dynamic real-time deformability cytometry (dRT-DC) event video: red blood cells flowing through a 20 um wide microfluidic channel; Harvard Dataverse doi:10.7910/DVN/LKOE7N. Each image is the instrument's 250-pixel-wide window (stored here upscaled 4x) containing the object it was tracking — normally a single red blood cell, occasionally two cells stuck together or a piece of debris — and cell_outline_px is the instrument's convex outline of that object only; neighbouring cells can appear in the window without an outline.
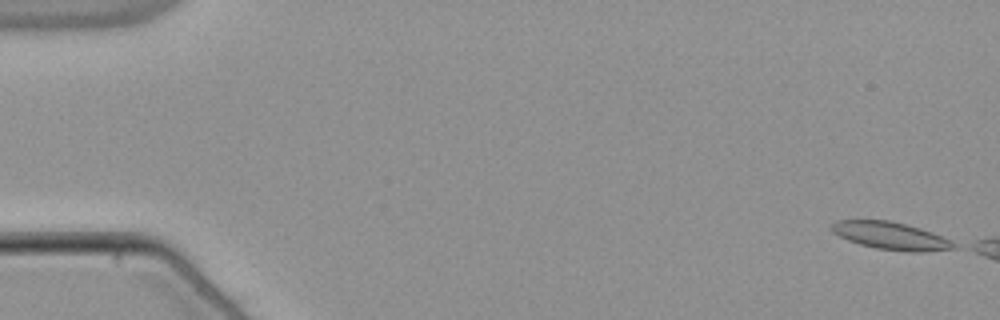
{"species": "common noctule bat (a hibernating species)", "species_latin": "Nyctalus noctula", "temperature_condition": "warm", "stored_images_in_passage": 7, "camera_frame_rate_fps": 3000, "um_per_image_px": 0.085, "animal": {"sex": "male", "body_mass_g": 21.5, "forearm_length_mm": 52.0}, "frame": {"image": 1, "passage_image": 1, "time_ms": 0.0, "image_size_px": [1000, 320], "cell_outline_px": [[960, 248], [924, 252], [908, 252], [876, 248], [860, 244], [848, 240], [832, 232], [828, 228], [836, 220], [888, 220], [920, 228], [932, 232], [956, 244]], "centroid_in_image_um": [75.71, 20.05], "position_along_channel_um": 9.3, "area_um2": 19.59}}